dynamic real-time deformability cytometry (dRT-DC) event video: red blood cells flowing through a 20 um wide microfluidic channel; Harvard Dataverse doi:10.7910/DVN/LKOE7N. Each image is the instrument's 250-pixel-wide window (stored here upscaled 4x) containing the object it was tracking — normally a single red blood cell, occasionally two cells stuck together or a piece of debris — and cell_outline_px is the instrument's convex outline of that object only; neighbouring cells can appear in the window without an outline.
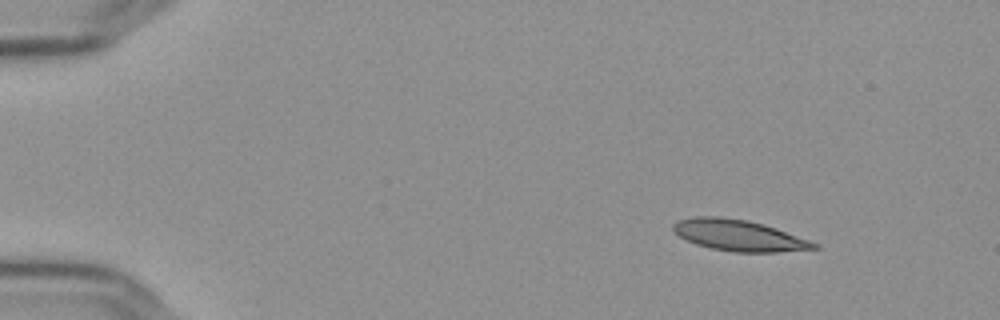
{"species": "Egyptian fruit bat (a non-hibernating species)", "species_latin": "Rousettus aegyptiacus", "temperature_condition": "cold", "stored_images_in_passage": 50, "camera_frame_rate_fps": 3000, "um_per_image_px": 0.085, "frame": {"image": 1, "passage_image": 1, "time_ms": 0.0, "image_size_px": [1000, 320], "cell_outline_px": [[820, 248], [776, 252], [732, 252], [712, 248], [696, 244], [680, 236], [672, 228], [672, 224], [676, 220], [692, 216], [720, 216], [748, 220], [764, 224], [776, 228], [820, 244]], "centroid_in_image_um": [62.8, 19.99], "position_along_channel_um": 22.2, "area_um2": 25.61}}
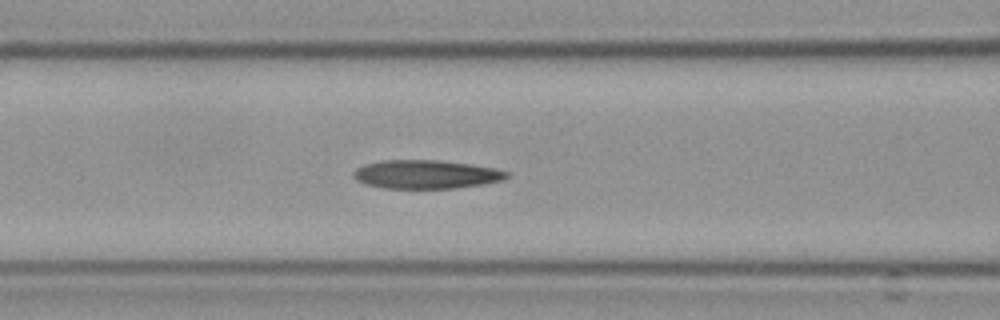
{"frame": {"image": 2, "passage_image": 18, "time_ms": 5.667, "image_size_px": [1000, 320], "cell_outline_px": [[508, 176], [504, 180], [484, 184], [456, 188], [384, 188], [364, 184], [356, 180], [352, 176], [352, 172], [356, 168], [364, 164], [380, 160], [440, 160], [496, 168], [508, 172]], "centroid_in_image_um": [36.18, 14.82], "position_along_channel_um": 130.4, "area_um2": 25.72}}
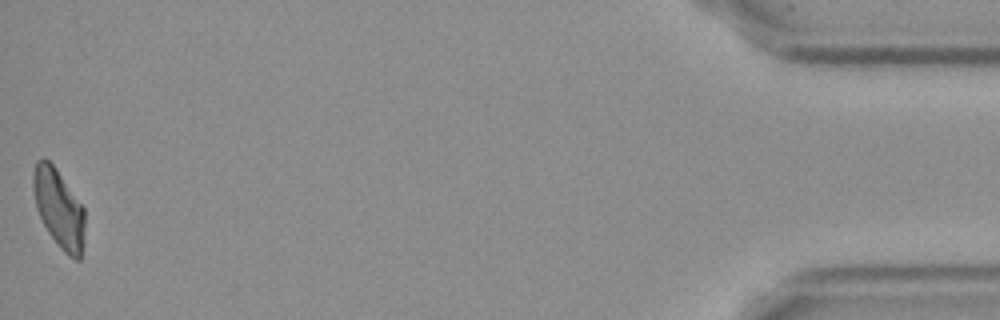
{"frame": {"image": 3, "passage_image": 50, "time_ms": 16.333, "image_size_px": [1000, 320], "cell_outline_px": [[84, 244], [80, 260], [76, 260], [68, 256], [60, 248], [48, 232], [36, 208], [32, 188], [32, 176], [36, 160], [44, 156], [56, 168], [84, 208]], "centroid_in_image_um": [4.99, 17.71], "position_along_channel_um": 430.2, "area_um2": 23.81}, "authors_computed_cell_mechanics": {"area_um2": 25.0563, "velocity_mm_per_s": 3.6241, "shape_relaxation_time_tau1_ms": null, "shape_relaxation_time_tau2_ms": 4.3827, "deformation_change_tau1": null, "deformation_change_tau2": 0.1294}}